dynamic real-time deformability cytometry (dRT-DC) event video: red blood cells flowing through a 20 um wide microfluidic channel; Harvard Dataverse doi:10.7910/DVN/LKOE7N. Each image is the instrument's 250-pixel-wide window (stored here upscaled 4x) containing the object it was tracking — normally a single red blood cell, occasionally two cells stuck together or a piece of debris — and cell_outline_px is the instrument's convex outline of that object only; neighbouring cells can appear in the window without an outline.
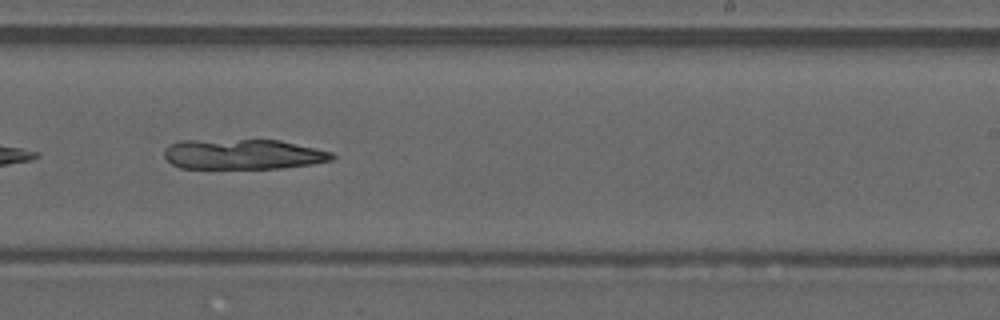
{"species": "common noctule bat (a hibernating species)", "species_latin": "Nyctalus noctula", "temperature_condition": "warm", "stored_images_in_passage": 35, "camera_frame_rate_fps": 3000, "um_per_image_px": 0.085, "animal": {"sex": "male", "forearm_length_mm": 52.5}, "frame": {"image": 1, "passage_image": 16, "time_ms": 5.0, "image_size_px": [1000, 320], "cell_outline_px": [[336, 156], [332, 160], [308, 164], [280, 168], [180, 168], [172, 164], [164, 156], [164, 148], [168, 144], [180, 140], [280, 140], [316, 148], [332, 152]], "centroid_in_image_um": [20.62, 13.1], "position_along_channel_um": 268.4, "area_um2": 29.54}}